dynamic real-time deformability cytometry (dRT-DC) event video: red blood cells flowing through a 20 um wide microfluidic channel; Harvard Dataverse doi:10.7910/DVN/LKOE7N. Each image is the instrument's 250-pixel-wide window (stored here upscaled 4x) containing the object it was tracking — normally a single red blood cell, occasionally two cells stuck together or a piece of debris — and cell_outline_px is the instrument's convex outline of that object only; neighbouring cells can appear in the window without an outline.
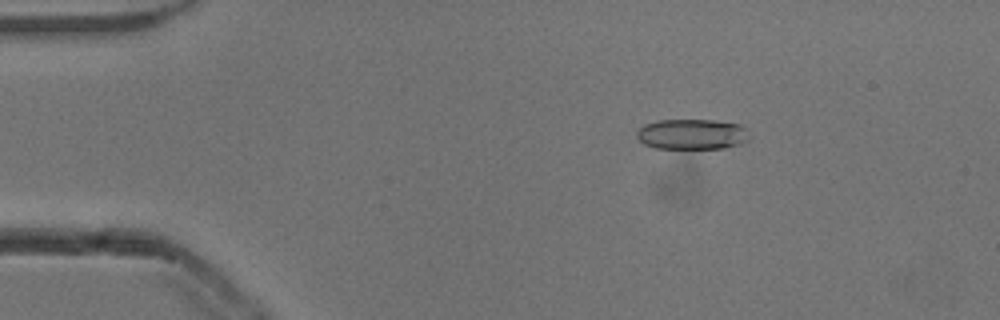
{"species": "common noctule bat (a hibernating species)", "species_latin": "Nyctalus noctula", "temperature_condition": "cold", "stored_images_in_passage": 53, "camera_frame_rate_fps": 3000, "um_per_image_px": 0.085, "animal": {"sex": "male", "body_mass_g": 13.3}, "frame": {"image": 1, "passage_image": 9, "time_ms": 2.667, "image_size_px": [1000, 320], "cell_outline_px": [[752, 136], [748, 140], [740, 144], [724, 148], [656, 148], [644, 144], [636, 136], [636, 132], [644, 124], [656, 120], [712, 120], [740, 124]], "centroid_in_image_um": [58.83, 11.4], "position_along_channel_um": 26.2, "area_um2": 20.06}}
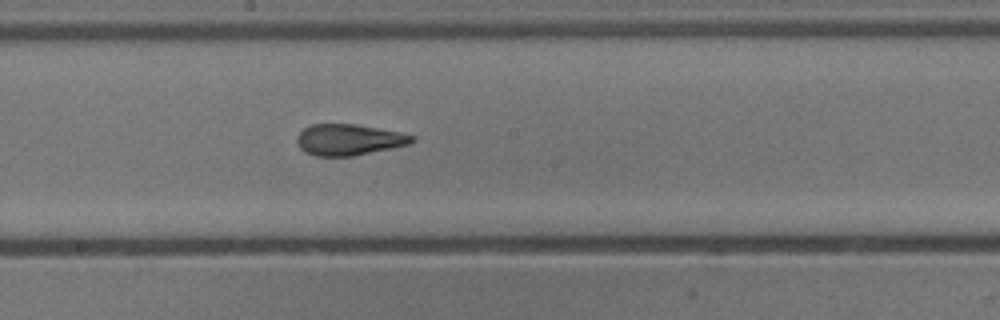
{"frame": {"image": 2, "passage_image": 29, "time_ms": 9.333, "image_size_px": [1000, 320], "cell_outline_px": [[416, 140], [412, 144], [352, 156], [316, 156], [304, 152], [300, 148], [296, 140], [296, 136], [304, 128], [312, 124], [356, 124], [400, 132], [416, 136]], "centroid_in_image_um": [29.67, 11.87], "position_along_channel_um": 218.5, "area_um2": 21.04}}
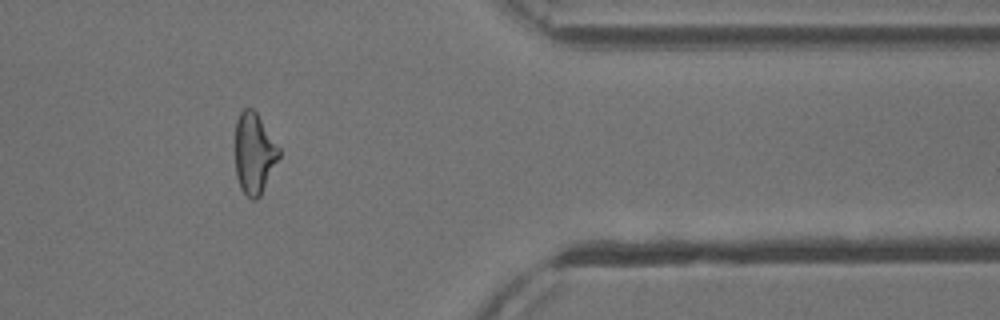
{"frame": {"image": 3, "passage_image": 44, "time_ms": 14.333, "image_size_px": [1000, 320], "cell_outline_px": [[280, 156], [260, 196], [256, 200], [252, 200], [240, 188], [236, 176], [236, 120], [240, 112], [244, 108], [252, 108], [256, 112], [280, 148]], "centroid_in_image_um": [21.61, 13.04], "position_along_channel_um": 389.8, "area_um2": 20.52}, "authors_computed_cell_mechanics": {"area_um2": 21.0392, "velocity_mm_per_s": 3.8698, "shape_relaxation_time_tau1_ms": 5.7095, "shape_relaxation_time_tau2_ms": 1.4865, "deformation_change_tau1": 0.1618, "deformation_change_tau2": 0.0938}}